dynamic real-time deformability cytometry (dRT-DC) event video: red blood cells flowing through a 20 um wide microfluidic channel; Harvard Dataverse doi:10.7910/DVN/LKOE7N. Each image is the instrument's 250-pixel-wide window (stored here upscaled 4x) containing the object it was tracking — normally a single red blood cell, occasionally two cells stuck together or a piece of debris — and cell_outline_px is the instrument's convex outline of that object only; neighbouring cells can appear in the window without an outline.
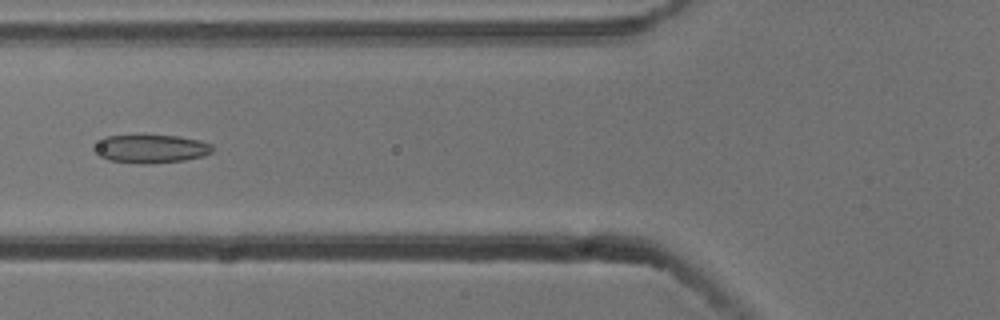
{"species": "common noctule bat (a hibernating species)", "species_latin": "Nyctalus noctula", "temperature_condition": "cold", "stored_images_in_passage": 54, "camera_frame_rate_fps": 3000, "um_per_image_px": 0.085, "animal": {"sex": "male", "body_mass_g": 13.3}, "frame": {"image": 1, "passage_image": 21, "time_ms": 6.667, "image_size_px": [1000, 320], "cell_outline_px": [[212, 152], [204, 156], [184, 160], [148, 164], [140, 164], [108, 160], [100, 156], [92, 148], [104, 136], [180, 136], [200, 140], [212, 144]], "centroid_in_image_um": [12.83, 12.66], "position_along_channel_um": 113.0, "area_um2": 19.48}}
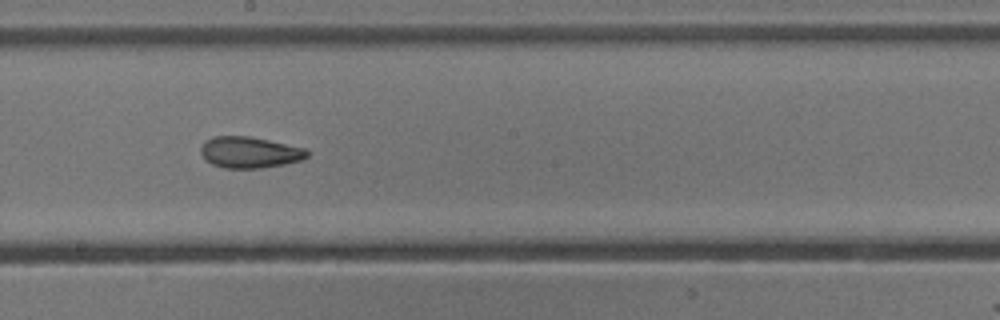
{"frame": {"image": 2, "passage_image": 30, "time_ms": 9.667, "image_size_px": [1000, 320], "cell_outline_px": [[308, 156], [300, 160], [284, 164], [260, 168], [224, 168], [212, 164], [200, 152], [200, 148], [204, 140], [212, 136], [248, 136], [308, 148]], "centroid_in_image_um": [21.22, 12.94], "position_along_channel_um": 227.0, "area_um2": 19.36}}
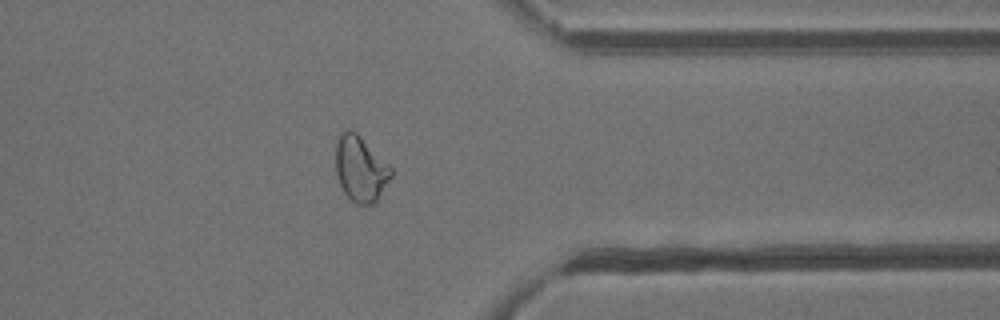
{"frame": {"image": 3, "passage_image": 43, "time_ms": 14.0, "image_size_px": [1000, 320], "cell_outline_px": [[392, 176], [376, 204], [356, 204], [344, 192], [340, 184], [336, 172], [336, 144], [340, 132], [348, 128], [356, 132], [392, 168]], "centroid_in_image_um": [30.65, 14.36], "position_along_channel_um": 380.8, "area_um2": 21.15}, "authors_computed_cell_mechanics": {"area_um2": 21.2126, "velocity_mm_per_s": 3.7886, "shape_relaxation_time_tau1_ms": null, "shape_relaxation_time_tau2_ms": 3.0262, "deformation_change_tau1": null, "deformation_change_tau2": 0.1007}}